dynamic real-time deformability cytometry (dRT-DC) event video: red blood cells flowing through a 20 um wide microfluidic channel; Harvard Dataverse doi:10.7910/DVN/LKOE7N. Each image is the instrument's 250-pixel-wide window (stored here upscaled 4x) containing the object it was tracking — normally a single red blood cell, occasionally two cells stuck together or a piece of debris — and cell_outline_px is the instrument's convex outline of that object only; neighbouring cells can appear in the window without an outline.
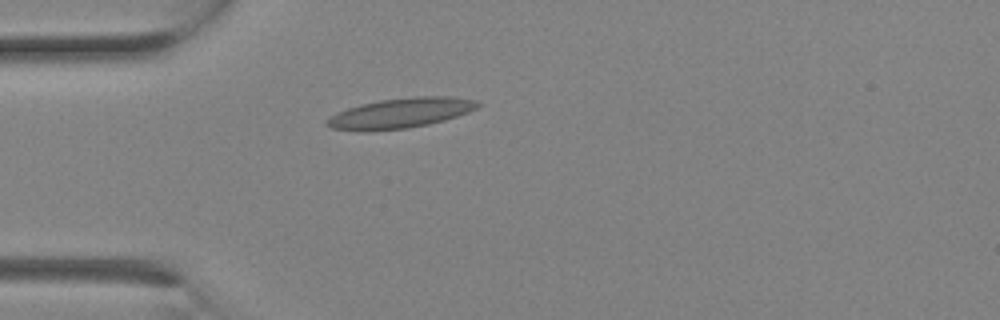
{"species": "Egyptian fruit bat (a non-hibernating species)", "species_latin": "Rousettus aegyptiacus", "temperature_condition": "room temperature", "stored_images_in_passage": 2, "camera_frame_rate_fps": 3000, "um_per_image_px": 0.085, "animal": {"sex": "female"}, "frame": {"image": 1, "passage_image": 2, "time_ms": 0.333, "image_size_px": [1000, 320], "cell_outline_px": [[480, 104], [476, 108], [468, 112], [444, 120], [428, 124], [408, 128], [332, 128], [324, 124], [332, 116], [348, 108], [380, 100], [416, 96], [452, 96], [480, 100]], "centroid_in_image_um": [34.22, 9.55], "position_along_channel_um": 50.8, "area_um2": 25.2}}